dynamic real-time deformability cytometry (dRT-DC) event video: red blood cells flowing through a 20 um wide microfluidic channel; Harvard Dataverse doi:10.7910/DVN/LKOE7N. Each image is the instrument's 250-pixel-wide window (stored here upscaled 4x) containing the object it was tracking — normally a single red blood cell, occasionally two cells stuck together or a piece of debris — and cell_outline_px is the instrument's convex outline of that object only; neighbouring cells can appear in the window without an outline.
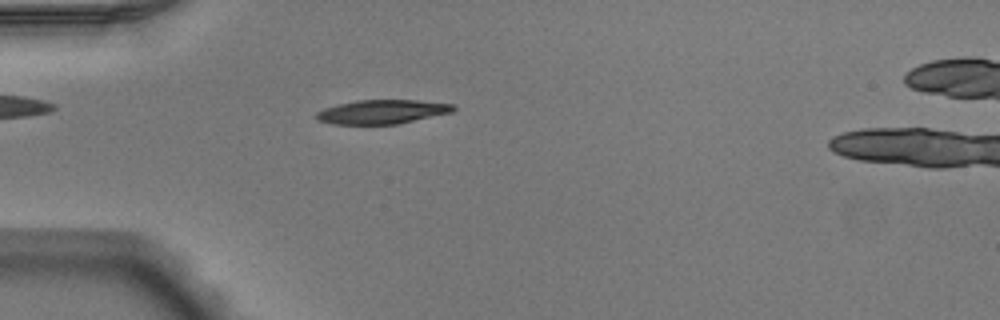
{"species": "Egyptian fruit bat (a non-hibernating species)", "species_latin": "Rousettus aegyptiacus", "temperature_condition": "warm", "stored_images_in_passage": 36, "camera_frame_rate_fps": 3000, "um_per_image_px": 0.085, "animal": {"sex": "male"}, "frame": {"image": 1, "passage_image": 8, "time_ms": 2.333, "image_size_px": [1000, 320], "cell_outline_px": [[456, 108], [452, 112], [396, 124], [332, 124], [316, 120], [316, 112], [324, 108], [356, 100], [416, 100], [456, 104]], "centroid_in_image_um": [32.48, 9.5], "position_along_channel_um": 52.5, "area_um2": 19.13}}
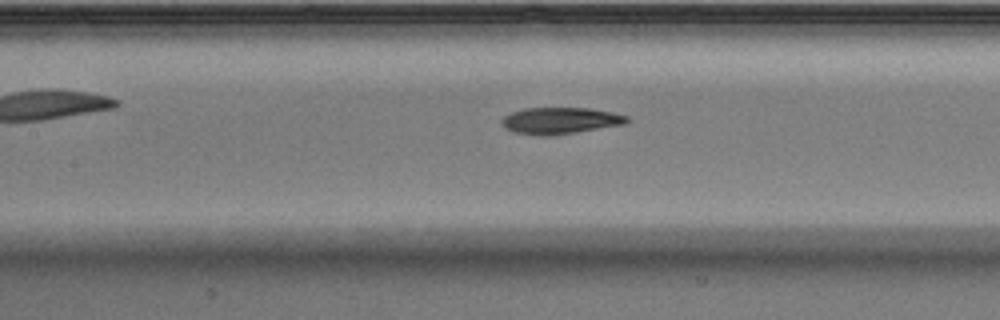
{"frame": {"image": 2, "passage_image": 17, "time_ms": 5.333, "image_size_px": [1000, 320], "cell_outline_px": [[628, 120], [624, 124], [576, 132], [548, 136], [540, 136], [516, 132], [508, 128], [500, 120], [504, 116], [512, 112], [524, 108], [588, 108], [612, 112], [628, 116]], "centroid_in_image_um": [47.63, 10.25], "position_along_channel_um": 159.8, "area_um2": 19.07}}
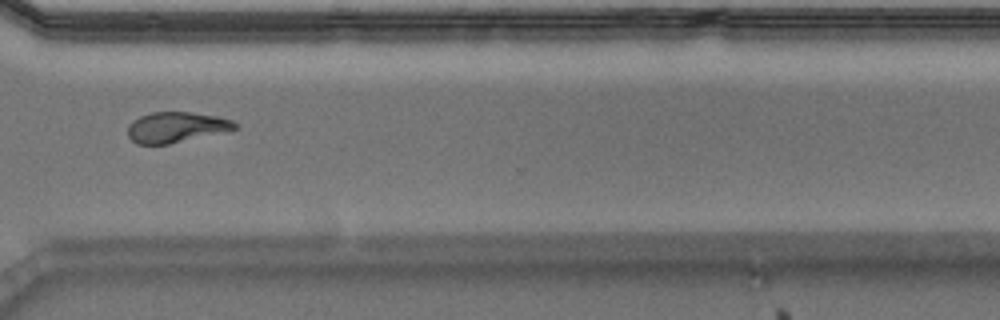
{"frame": {"image": 3, "passage_image": 32, "time_ms": 10.333, "image_size_px": [1000, 320], "cell_outline_px": [[236, 128], [168, 144], [136, 144], [128, 136], [128, 124], [132, 120], [140, 116], [152, 112], [192, 112], [216, 116], [232, 120], [236, 124]], "centroid_in_image_um": [14.89, 10.8], "position_along_channel_um": 355.7, "area_um2": 18.67}, "authors_computed_cell_mechanics": {"area_um2": 19.1896, "velocity_mm_per_s": 3.9168, "shape_relaxation_time_tau1_ms": 4.693, "shape_relaxation_time_tau2_ms": 4.7392, "deformation_change_tau1": 0.1827, "deformation_change_tau2": 0.1193}}